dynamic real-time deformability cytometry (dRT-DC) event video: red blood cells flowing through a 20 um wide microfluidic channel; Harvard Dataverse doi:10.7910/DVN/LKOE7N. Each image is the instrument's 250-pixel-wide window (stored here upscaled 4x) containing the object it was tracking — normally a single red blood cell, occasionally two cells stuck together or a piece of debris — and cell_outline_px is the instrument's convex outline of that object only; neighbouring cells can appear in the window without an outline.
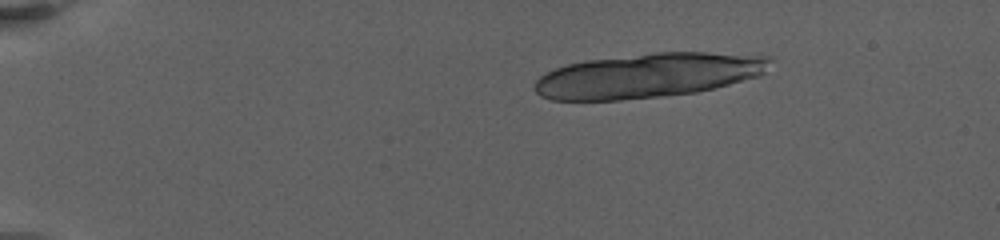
{"species": "human", "species_latin": "Homo sapiens", "temperature_condition": "warm", "stored_images_in_passage": 8, "camera_frame_rate_fps": 3000, "um_per_image_px": 0.085, "donor": {"sex": "female"}, "frame": {"image": 1, "passage_image": 1, "time_ms": 0.0, "image_size_px": [1000, 240], "cell_outline_px": [[772, 60], [764, 72], [760, 76], [696, 92], [660, 96], [620, 100], [552, 100], [540, 96], [536, 92], [536, 80], [540, 76], [556, 68], [568, 64], [588, 60], [656, 52], [704, 52], [772, 56]], "centroid_in_image_um": [55.11, 6.41], "position_along_channel_um": 29.9, "area_um2": 60.57}}